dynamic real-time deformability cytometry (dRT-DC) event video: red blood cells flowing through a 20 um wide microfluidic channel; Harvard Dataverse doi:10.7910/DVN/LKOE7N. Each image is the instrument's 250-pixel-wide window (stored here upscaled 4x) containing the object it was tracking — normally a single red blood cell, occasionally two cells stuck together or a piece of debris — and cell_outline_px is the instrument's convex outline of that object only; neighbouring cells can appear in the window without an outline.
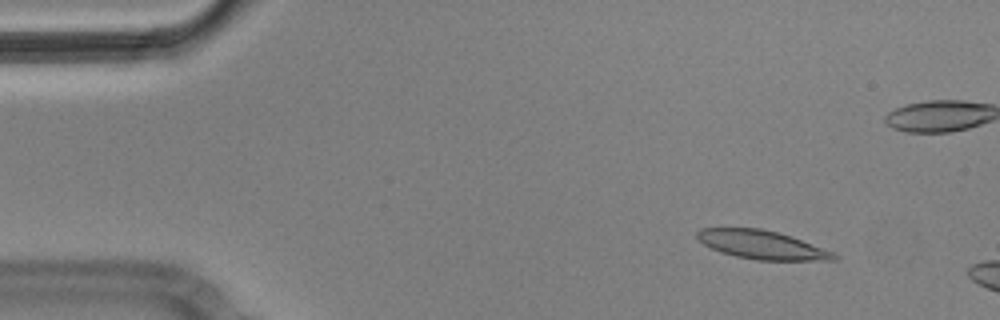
{"species": "Egyptian fruit bat (a non-hibernating species)", "species_latin": "Rousettus aegyptiacus", "temperature_condition": "cold", "stored_images_in_passage": 4, "camera_frame_rate_fps": 3000, "um_per_image_px": 0.085, "animal": {"sex": "male"}, "frame": {"image": 1, "passage_image": 2, "time_ms": 0.333, "image_size_px": [1000, 320], "cell_outline_px": [[836, 260], [756, 260], [736, 256], [720, 252], [704, 244], [696, 236], [696, 232], [700, 228], [760, 228], [792, 236], [832, 252], [836, 256]], "centroid_in_image_um": [64.72, 20.8], "position_along_channel_um": 20.3, "area_um2": 22.48}}